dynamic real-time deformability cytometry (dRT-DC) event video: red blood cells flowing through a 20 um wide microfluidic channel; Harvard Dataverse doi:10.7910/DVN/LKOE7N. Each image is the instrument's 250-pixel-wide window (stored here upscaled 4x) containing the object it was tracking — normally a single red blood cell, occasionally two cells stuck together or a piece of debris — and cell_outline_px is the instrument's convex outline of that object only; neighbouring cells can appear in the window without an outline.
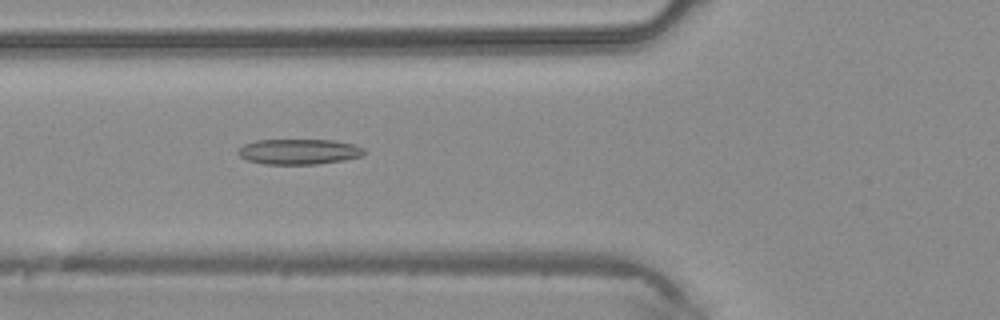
{"species": "common noctule bat (a hibernating species)", "species_latin": "Nyctalus noctula", "temperature_condition": "warm", "stored_images_in_passage": 35, "camera_frame_rate_fps": 3000, "um_per_image_px": 0.085, "animal": {"sex": "male", "body_mass_g": 20.4}, "frame": {"image": 1, "passage_image": 8, "time_ms": 2.333, "image_size_px": [1000, 320], "cell_outline_px": [[364, 156], [344, 160], [316, 164], [264, 164], [248, 160], [240, 156], [236, 152], [244, 144], [256, 140], [332, 140], [352, 144], [364, 148]], "centroid_in_image_um": [25.41, 12.89], "position_along_channel_um": 100.4, "area_um2": 18.61}}
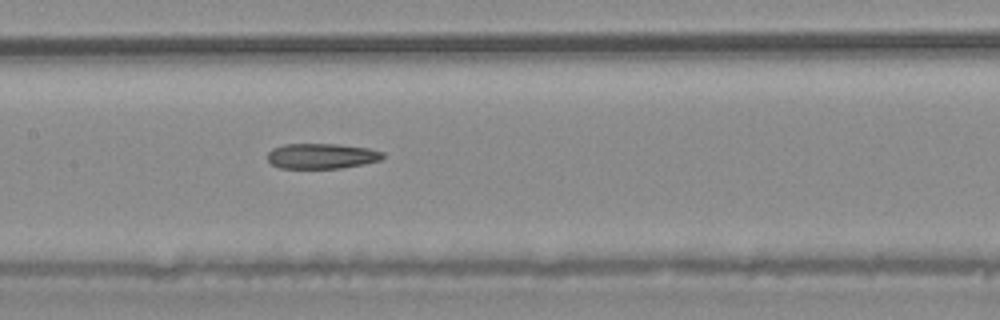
{"frame": {"image": 2, "passage_image": 13, "time_ms": 4.0, "image_size_px": [1000, 320], "cell_outline_px": [[384, 156], [380, 160], [364, 164], [340, 168], [280, 168], [272, 164], [268, 160], [268, 152], [272, 148], [284, 144], [336, 144], [368, 148], [384, 152]], "centroid_in_image_um": [27.34, 13.26], "position_along_channel_um": 180.1, "area_um2": 16.99}}
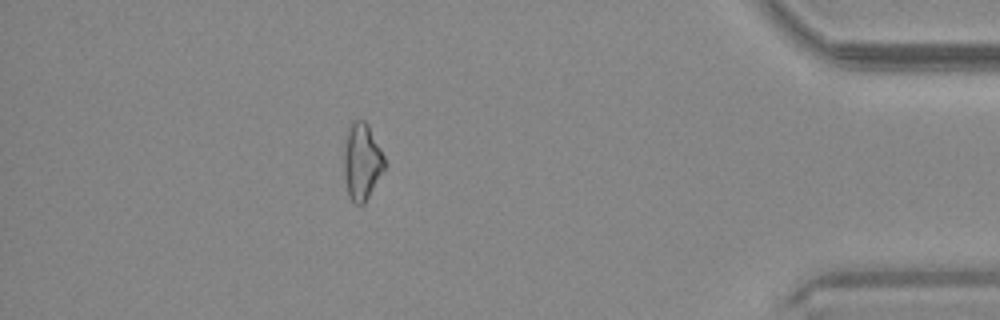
{"frame": {"image": 3, "passage_image": 30, "time_ms": 9.667, "image_size_px": [1000, 320], "cell_outline_px": [[384, 168], [364, 204], [356, 204], [348, 196], [344, 176], [344, 152], [348, 128], [352, 120], [364, 120], [368, 124], [384, 156]], "centroid_in_image_um": [30.74, 13.72], "position_along_channel_um": 404.5, "area_um2": 17.86}}